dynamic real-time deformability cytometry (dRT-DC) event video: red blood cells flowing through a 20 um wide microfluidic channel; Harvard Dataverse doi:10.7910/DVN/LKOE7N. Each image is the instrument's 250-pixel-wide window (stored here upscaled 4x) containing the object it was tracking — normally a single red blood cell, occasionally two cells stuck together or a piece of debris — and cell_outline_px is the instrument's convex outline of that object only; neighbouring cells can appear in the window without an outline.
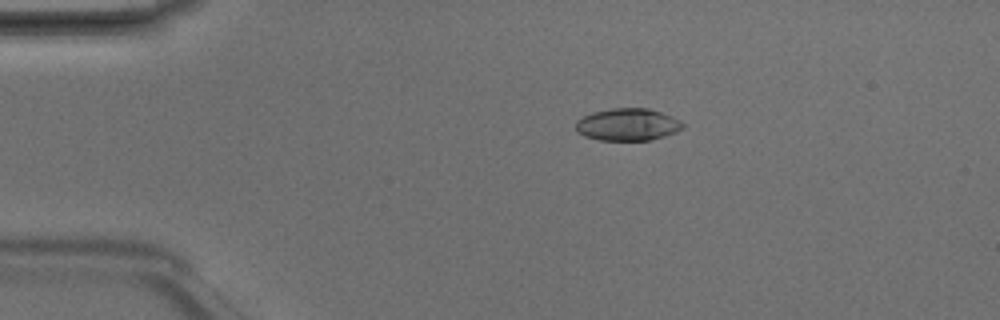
{"species": "Egyptian fruit bat (a non-hibernating species)", "species_latin": "Rousettus aegyptiacus", "temperature_condition": "room temperature", "stored_images_in_passage": 4, "camera_frame_rate_fps": 3000, "um_per_image_px": 0.085, "animal": {"sex": "male"}, "frame": {"image": 1, "passage_image": 3, "time_ms": 0.667, "image_size_px": [1000, 320], "cell_outline_px": [[684, 128], [676, 132], [664, 136], [648, 140], [600, 140], [584, 136], [576, 132], [576, 120], [592, 112], [612, 108], [648, 108], [672, 116], [680, 120], [684, 124]], "centroid_in_image_um": [53.35, 10.58], "position_along_channel_um": 31.7, "area_um2": 20.17}}